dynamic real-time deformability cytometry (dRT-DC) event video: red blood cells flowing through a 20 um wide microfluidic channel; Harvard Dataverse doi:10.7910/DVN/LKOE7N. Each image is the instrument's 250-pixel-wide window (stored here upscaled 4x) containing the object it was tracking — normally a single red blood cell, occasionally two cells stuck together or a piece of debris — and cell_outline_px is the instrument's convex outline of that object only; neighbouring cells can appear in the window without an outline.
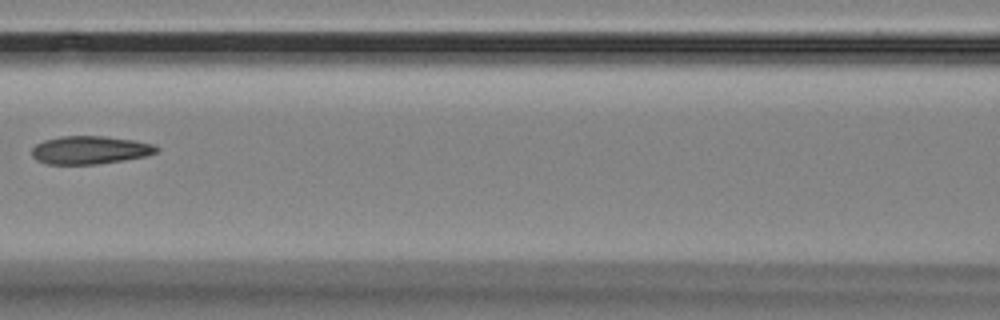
{"species": "Egyptian fruit bat (a non-hibernating species)", "species_latin": "Rousettus aegyptiacus", "temperature_condition": "room temperature", "stored_images_in_passage": 17, "camera_frame_rate_fps": 3000, "um_per_image_px": 0.085, "animal": {"sex": "female"}, "frame": {"image": 1, "passage_image": 8, "time_ms": 8.0, "image_size_px": [1000, 320], "cell_outline_px": [[160, 148], [156, 152], [144, 156], [124, 160], [96, 164], [48, 164], [36, 160], [32, 156], [32, 148], [36, 144], [44, 140], [60, 136], [104, 136], [132, 140], [152, 144]], "centroid_in_image_um": [7.61, 12.75], "position_along_channel_um": 159.0, "area_um2": 20.29}}
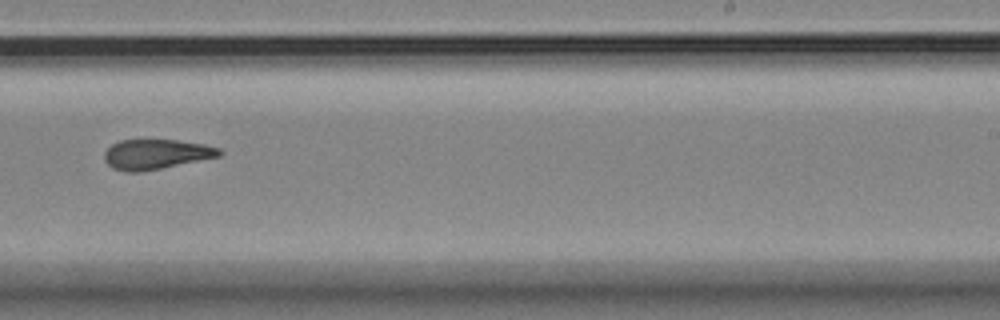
{"frame": {"image": 2, "passage_image": 11, "time_ms": 11.333, "image_size_px": [1000, 320], "cell_outline_px": [[224, 152], [220, 156], [140, 172], [128, 172], [112, 168], [104, 160], [104, 152], [112, 144], [120, 140], [176, 140], [204, 144], [220, 148]], "centroid_in_image_um": [13.26, 13.1], "position_along_channel_um": 275.7, "area_um2": 19.94}}
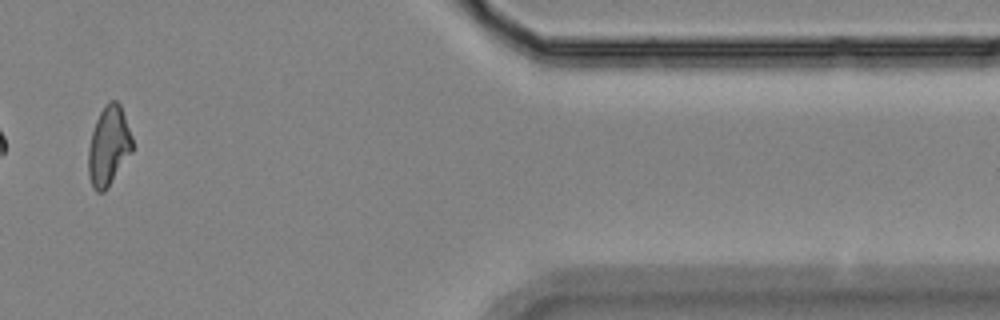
{"frame": {"image": 3, "passage_image": 15, "time_ms": 16.0, "image_size_px": [1000, 320], "cell_outline_px": [[132, 152], [104, 192], [96, 192], [92, 188], [88, 176], [88, 148], [92, 132], [96, 120], [104, 104], [108, 100], [116, 100], [120, 104], [132, 136]], "centroid_in_image_um": [9.22, 12.41], "position_along_channel_um": 402.2, "area_um2": 20.4}, "authors_computed_cell_mechanics": {"area_um2": 20.6924, "velocity_mm_per_s": 3.5293, "shape_relaxation_time_tau1_ms": null, "shape_relaxation_time_tau2_ms": 4.9723, "deformation_change_tau1": null, "deformation_change_tau2": 0.1315}}